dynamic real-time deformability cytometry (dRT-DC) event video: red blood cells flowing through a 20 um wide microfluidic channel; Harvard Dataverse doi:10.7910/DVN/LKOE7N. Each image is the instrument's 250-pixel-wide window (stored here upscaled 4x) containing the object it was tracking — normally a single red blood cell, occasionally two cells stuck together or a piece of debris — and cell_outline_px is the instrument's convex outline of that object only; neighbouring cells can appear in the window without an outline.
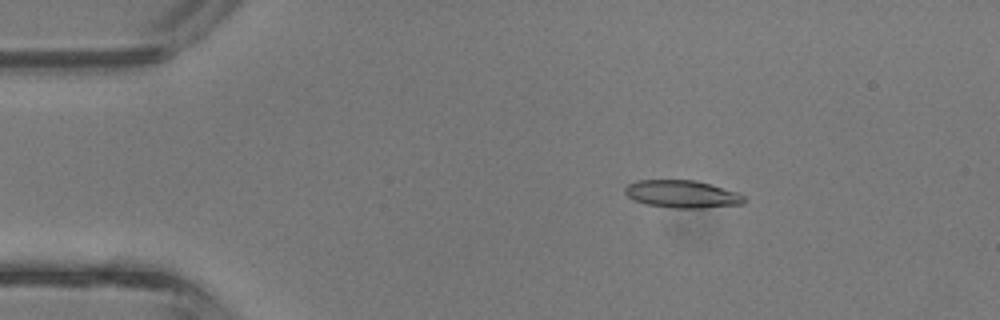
{"species": "common noctule bat (a hibernating species)", "species_latin": "Nyctalus noctula", "temperature_condition": "room temperature", "stored_images_in_passage": 42, "camera_frame_rate_fps": 3000, "um_per_image_px": 0.085, "animal": {"sex": "male", "body_mass_g": 13.3}, "frame": {"image": 1, "passage_image": 7, "time_ms": 2.0, "image_size_px": [1000, 320], "cell_outline_px": [[744, 204], [700, 208], [672, 208], [648, 204], [632, 200], [624, 192], [624, 188], [628, 184], [640, 180], [696, 180], [712, 184], [740, 192], [744, 196]], "centroid_in_image_um": [58.01, 16.49], "position_along_channel_um": 27.0, "area_um2": 19.31}}
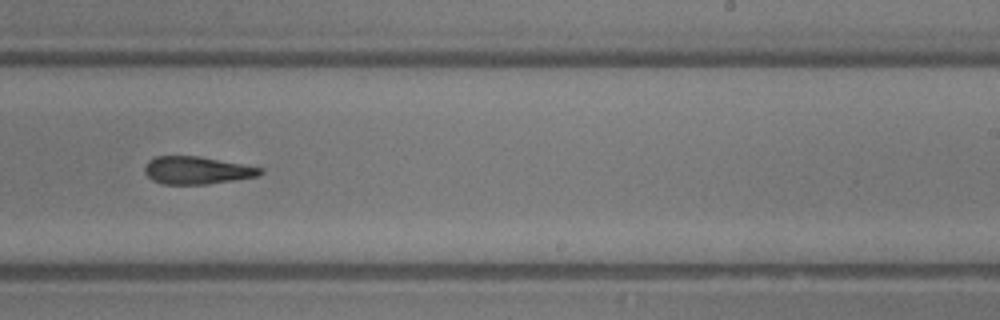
{"frame": {"image": 2, "passage_image": 26, "time_ms": 8.333, "image_size_px": [1000, 320], "cell_outline_px": [[264, 172], [260, 176], [208, 184], [164, 184], [152, 180], [144, 172], [144, 168], [148, 160], [156, 156], [200, 156], [264, 168]], "centroid_in_image_um": [16.76, 14.47], "position_along_channel_um": 272.2, "area_um2": 18.73}}
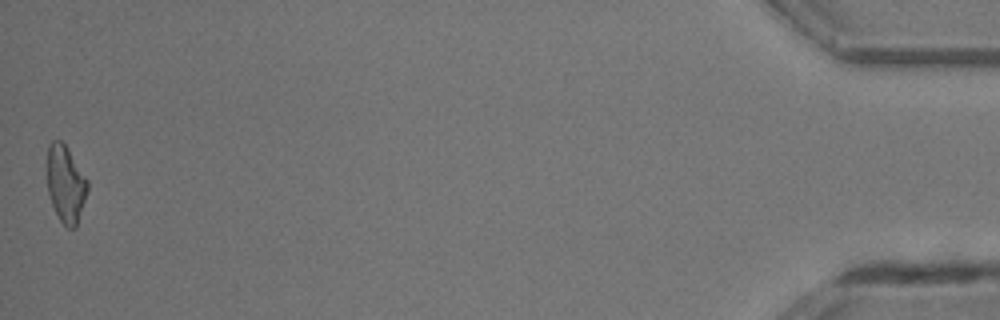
{"frame": {"image": 3, "passage_image": 42, "time_ms": 13.667, "image_size_px": [1000, 320], "cell_outline_px": [[88, 192], [76, 228], [68, 228], [60, 220], [52, 204], [48, 192], [48, 144], [52, 140], [60, 140], [68, 148], [88, 180]], "centroid_in_image_um": [5.61, 15.64], "position_along_channel_um": 429.6, "area_um2": 18.09}, "authors_computed_cell_mechanics": {"area_um2": 19.3052, "velocity_mm_per_s": 4.8621, "shape_relaxation_time_tau1_ms": 2.9, "shape_relaxation_time_tau2_ms": 1.6469, "deformation_change_tau1": 0.1171, "deformation_change_tau2": 0.1074}}